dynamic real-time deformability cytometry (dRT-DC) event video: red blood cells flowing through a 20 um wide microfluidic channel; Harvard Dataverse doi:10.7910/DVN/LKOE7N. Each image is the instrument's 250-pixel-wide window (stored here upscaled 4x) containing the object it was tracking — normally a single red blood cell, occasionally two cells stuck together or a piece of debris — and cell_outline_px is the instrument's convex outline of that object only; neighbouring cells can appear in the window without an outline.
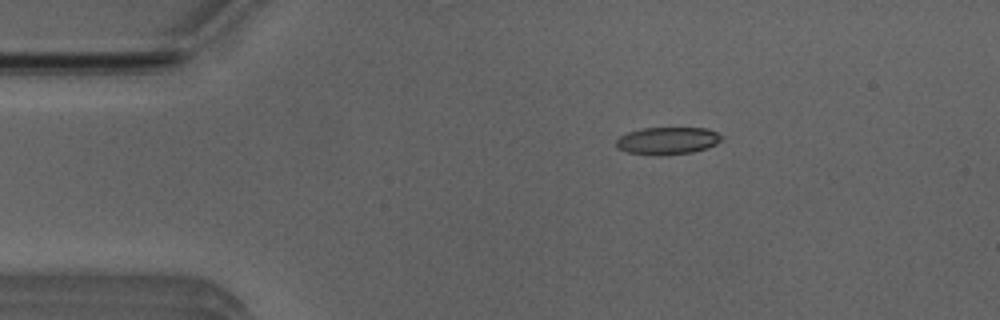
{"species": "Egyptian fruit bat (a non-hibernating species)", "species_latin": "Rousettus aegyptiacus", "temperature_condition": "room temperature", "stored_images_in_passage": 16, "camera_frame_rate_fps": 3000, "um_per_image_px": 0.085, "animal": {"sex": "male"}, "frame": {"image": 1, "passage_image": 9, "time_ms": 2.667, "image_size_px": [1000, 320], "cell_outline_px": [[724, 140], [708, 148], [692, 152], [660, 156], [656, 156], [628, 152], [616, 148], [616, 140], [620, 136], [628, 132], [644, 128], [708, 128], [724, 136]], "centroid_in_image_um": [56.77, 11.97], "position_along_channel_um": 28.2, "area_um2": 17.05}}